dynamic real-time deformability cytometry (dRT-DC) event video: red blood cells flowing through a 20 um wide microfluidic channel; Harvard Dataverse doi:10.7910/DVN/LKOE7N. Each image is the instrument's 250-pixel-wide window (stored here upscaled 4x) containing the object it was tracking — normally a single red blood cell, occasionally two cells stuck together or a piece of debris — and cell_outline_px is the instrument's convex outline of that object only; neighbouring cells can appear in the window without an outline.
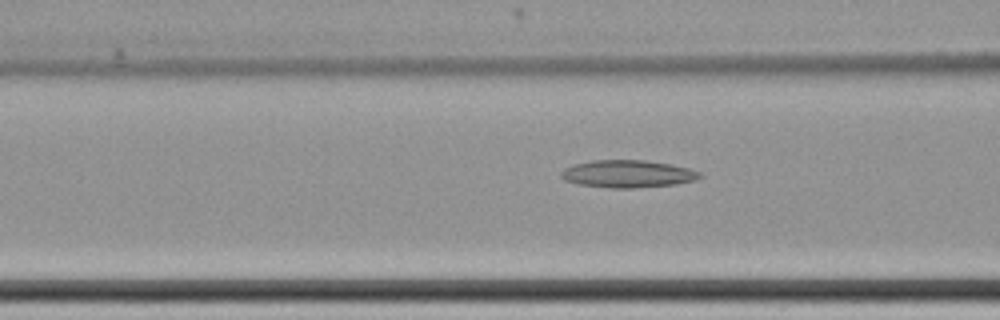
{"species": "common noctule bat (a hibernating species)", "species_latin": "Nyctalus noctula", "temperature_condition": "cold", "stored_images_in_passage": 61, "camera_frame_rate_fps": 3000, "um_per_image_px": 0.085, "animal": {"sex": "female", "body_mass_g": 22.7, "forearm_length_mm": 54.2}, "frame": {"image": 1, "passage_image": 27, "time_ms": 8.667, "image_size_px": [1000, 320], "cell_outline_px": [[704, 176], [696, 180], [676, 184], [636, 188], [612, 188], [576, 184], [564, 180], [560, 176], [560, 172], [564, 168], [572, 164], [592, 160], [644, 160], [672, 164], [688, 168], [700, 172]], "centroid_in_image_um": [53.34, 14.78], "position_along_channel_um": 113.3, "area_um2": 22.48}}
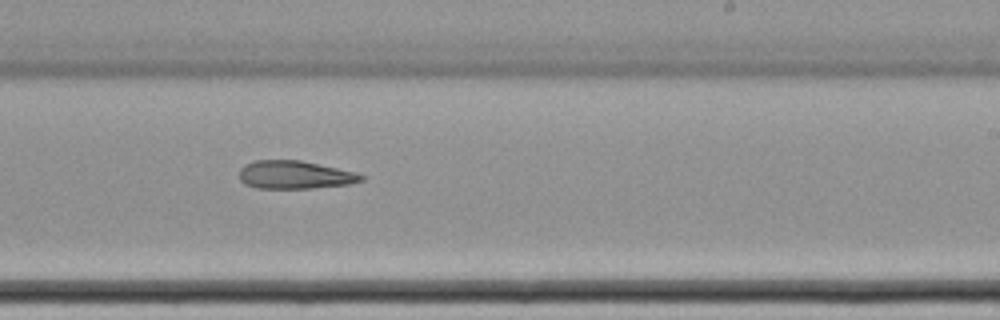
{"frame": {"image": 2, "passage_image": 40, "time_ms": 13.0, "image_size_px": [1000, 320], "cell_outline_px": [[364, 180], [352, 184], [312, 188], [256, 188], [244, 184], [240, 180], [240, 168], [244, 164], [256, 160], [300, 160], [356, 172], [364, 176]], "centroid_in_image_um": [25.06, 14.86], "position_along_channel_um": 263.9, "area_um2": 20.06}}
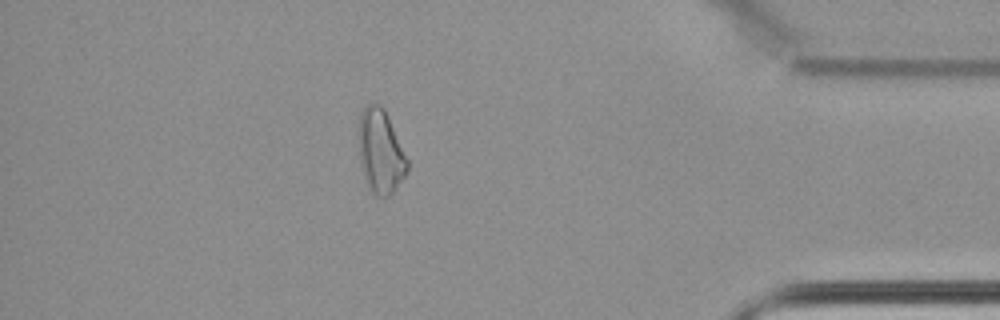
{"frame": {"image": 3, "passage_image": 55, "time_ms": 18.0, "image_size_px": [1000, 320], "cell_outline_px": [[408, 172], [396, 188], [388, 196], [376, 196], [372, 192], [364, 180], [360, 164], [360, 112], [368, 104], [380, 104], [384, 108], [388, 116], [408, 160]], "centroid_in_image_um": [32.36, 12.9], "position_along_channel_um": 402.8, "area_um2": 23.52}}